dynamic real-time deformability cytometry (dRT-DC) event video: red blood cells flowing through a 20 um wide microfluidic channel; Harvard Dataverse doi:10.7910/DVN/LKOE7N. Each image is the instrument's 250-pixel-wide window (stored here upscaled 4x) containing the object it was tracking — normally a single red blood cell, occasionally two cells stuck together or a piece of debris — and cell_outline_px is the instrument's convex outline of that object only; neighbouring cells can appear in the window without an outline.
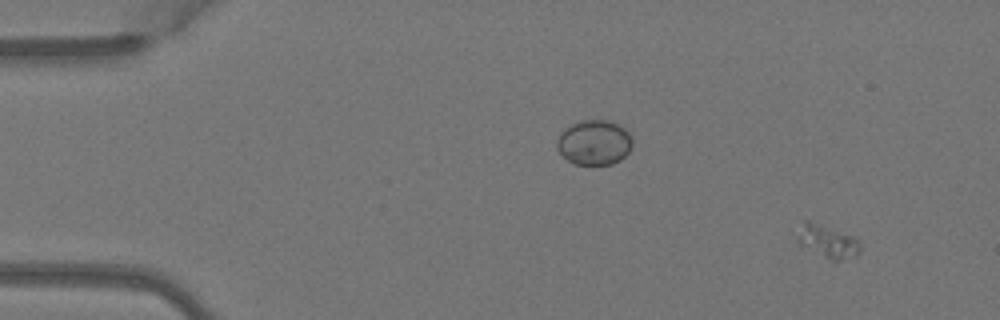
{"species": "Egyptian fruit bat (a non-hibernating species)", "species_latin": "Rousettus aegyptiacus", "temperature_condition": "warm", "stored_images_in_passage": 3, "camera_frame_rate_fps": 3000, "um_per_image_px": 0.085, "animal": {"sex": "female"}, "frame": {"image": 1, "passage_image": 1, "time_ms": 0.0, "image_size_px": [1000, 320], "cell_outline_px": [[860, 252], [856, 256], [840, 260], [832, 260], [800, 244], [796, 240], [804, 220], [808, 220], [856, 236], [860, 240]], "centroid_in_image_um": [70.42, 20.5], "position_along_channel_um": 14.6, "area_um2": 11.85}}